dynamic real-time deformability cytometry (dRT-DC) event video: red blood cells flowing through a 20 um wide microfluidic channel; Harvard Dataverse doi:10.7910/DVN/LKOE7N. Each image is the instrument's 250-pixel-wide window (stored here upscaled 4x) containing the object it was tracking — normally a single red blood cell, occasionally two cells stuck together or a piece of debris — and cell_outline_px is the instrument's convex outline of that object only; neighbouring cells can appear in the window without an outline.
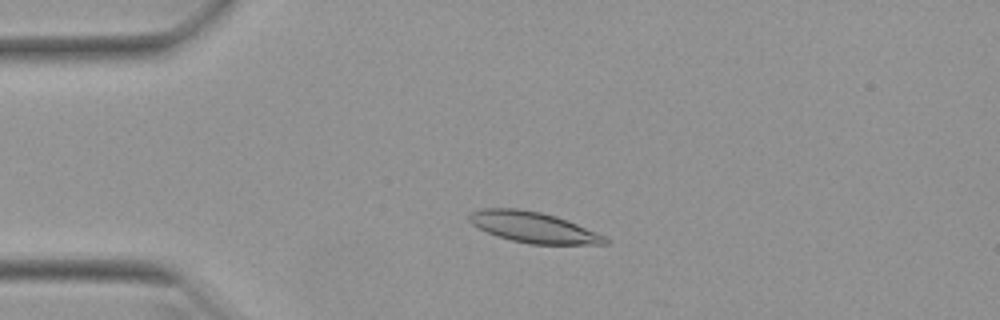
{"species": "Egyptian fruit bat (a non-hibernating species)", "species_latin": "Rousettus aegyptiacus", "temperature_condition": "warm", "stored_images_in_passage": 17, "camera_frame_rate_fps": 3000, "um_per_image_px": 0.085, "animal": {"sex": "female"}, "frame": {"image": 1, "passage_image": 4, "time_ms": 1.0, "image_size_px": [1000, 320], "cell_outline_px": [[608, 244], [528, 244], [512, 240], [488, 232], [472, 224], [468, 220], [468, 216], [472, 212], [484, 208], [516, 208], [540, 212], [556, 216], [568, 220], [608, 236]], "centroid_in_image_um": [45.39, 19.32], "position_along_channel_um": 39.6, "area_um2": 24.28}}
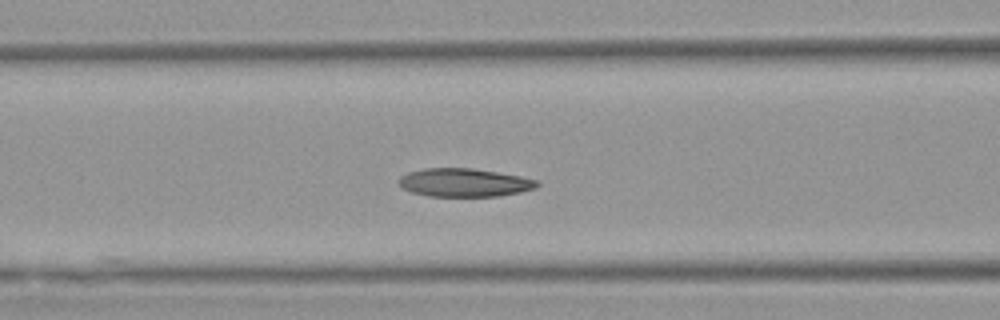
{"frame": {"image": 2, "passage_image": 13, "time_ms": 4.0, "image_size_px": [1000, 320], "cell_outline_px": [[540, 184], [536, 188], [520, 192], [496, 196], [428, 196], [412, 192], [400, 188], [396, 180], [400, 176], [408, 172], [424, 168], [472, 168], [520, 176], [536, 180]], "centroid_in_image_um": [39.4, 15.52], "position_along_channel_um": 127.2, "area_um2": 22.89}}
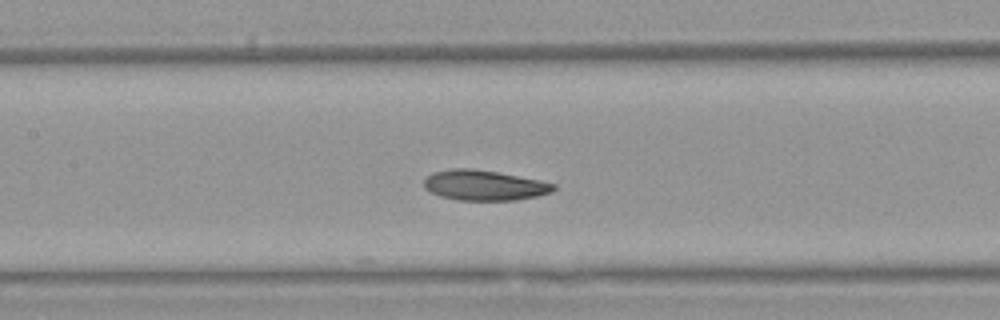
{"frame": {"image": 3, "passage_image": 16, "time_ms": 5.0, "image_size_px": [1000, 320], "cell_outline_px": [[556, 188], [552, 192], [536, 196], [516, 200], [460, 200], [440, 196], [424, 188], [424, 180], [432, 172], [452, 168], [472, 168], [496, 172], [540, 180], [556, 184]], "centroid_in_image_um": [41.16, 15.74], "position_along_channel_um": 166.2, "area_um2": 22.77}}